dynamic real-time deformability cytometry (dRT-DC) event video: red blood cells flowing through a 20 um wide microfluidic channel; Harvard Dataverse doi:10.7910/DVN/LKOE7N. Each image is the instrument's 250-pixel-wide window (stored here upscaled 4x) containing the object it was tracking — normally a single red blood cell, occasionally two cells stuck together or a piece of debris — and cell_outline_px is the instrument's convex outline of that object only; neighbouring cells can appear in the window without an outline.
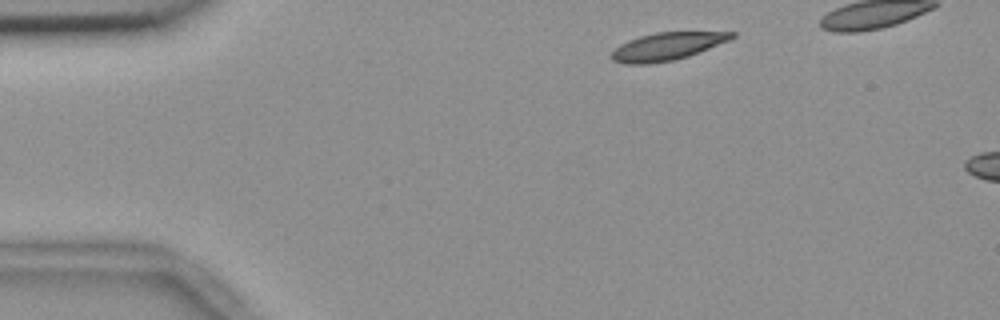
{"species": "common noctule bat (a hibernating species)", "species_latin": "Nyctalus noctula", "temperature_condition": "room temperature", "stored_images_in_passage": 2, "camera_frame_rate_fps": 3000, "um_per_image_px": 0.085, "animal": {"sex": "female", "body_mass_g": 18.4}, "frame": {"image": 1, "passage_image": 1, "time_ms": 0.0, "image_size_px": [1000, 320], "cell_outline_px": [[736, 36], [728, 40], [688, 56], [672, 60], [648, 64], [624, 64], [612, 60], [608, 56], [620, 44], [628, 40], [640, 36], [656, 32], [736, 32]], "centroid_in_image_um": [56.64, 3.95], "position_along_channel_um": 28.4, "area_um2": 19.19}}